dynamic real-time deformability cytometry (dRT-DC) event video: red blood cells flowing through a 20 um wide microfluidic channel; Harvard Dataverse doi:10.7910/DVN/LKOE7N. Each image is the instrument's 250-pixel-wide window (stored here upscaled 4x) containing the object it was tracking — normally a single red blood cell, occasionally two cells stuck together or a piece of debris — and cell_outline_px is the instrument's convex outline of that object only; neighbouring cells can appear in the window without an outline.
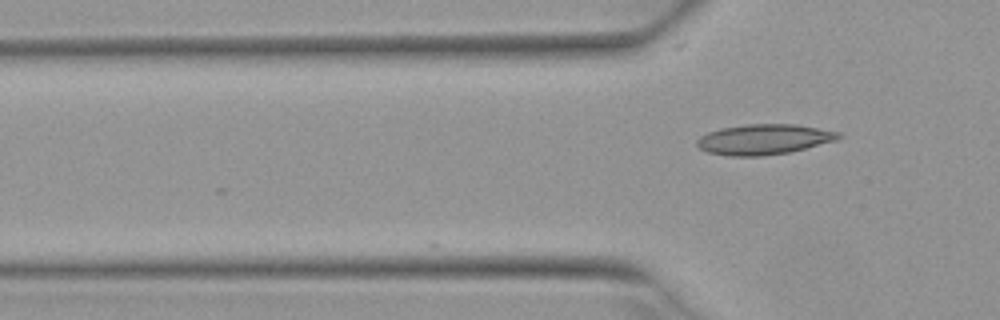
{"species": "Egyptian fruit bat (a non-hibernating species)", "species_latin": "Rousettus aegyptiacus", "temperature_condition": "warm", "stored_images_in_passage": 2, "camera_frame_rate_fps": 3000, "um_per_image_px": 0.085, "animal": {"sex": "female"}, "frame": {"image": 1, "passage_image": 2, "time_ms": 0.333, "image_size_px": [1000, 320], "cell_outline_px": [[844, 136], [836, 140], [788, 152], [764, 156], [728, 156], [708, 152], [700, 148], [696, 144], [696, 140], [700, 136], [708, 132], [720, 128], [748, 124], [796, 124], [840, 132]], "centroid_in_image_um": [64.92, 11.84], "position_along_channel_um": 60.9, "area_um2": 24.97}}